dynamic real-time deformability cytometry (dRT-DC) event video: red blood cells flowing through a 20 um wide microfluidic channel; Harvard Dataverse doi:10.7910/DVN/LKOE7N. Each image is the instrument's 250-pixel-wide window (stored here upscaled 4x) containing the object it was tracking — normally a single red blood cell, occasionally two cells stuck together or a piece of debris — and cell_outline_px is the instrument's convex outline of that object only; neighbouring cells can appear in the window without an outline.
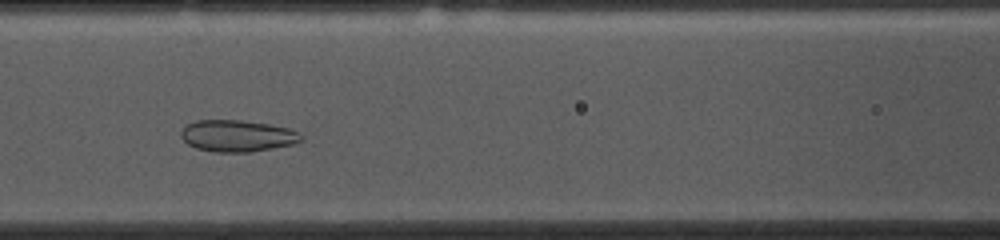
{"species": "common noctule bat (a hibernating species)", "species_latin": "Nyctalus noctula", "temperature_condition": "cold", "stored_images_in_passage": 41, "camera_frame_rate_fps": 3000, "um_per_image_px": 0.085, "animal": {"sex": "female", "body_mass_g": 10.0, "forearm_length_mm": 53.1}, "frame": {"image": 1, "passage_image": 17, "time_ms": 5.333, "image_size_px": [1000, 240], "cell_outline_px": [[304, 140], [296, 144], [248, 152], [212, 152], [196, 148], [188, 144], [180, 136], [180, 132], [188, 124], [196, 120], [240, 120], [268, 124], [288, 128], [300, 132], [304, 136]], "centroid_in_image_um": [20.21, 11.55], "position_along_channel_um": 146.4, "area_um2": 22.31}}
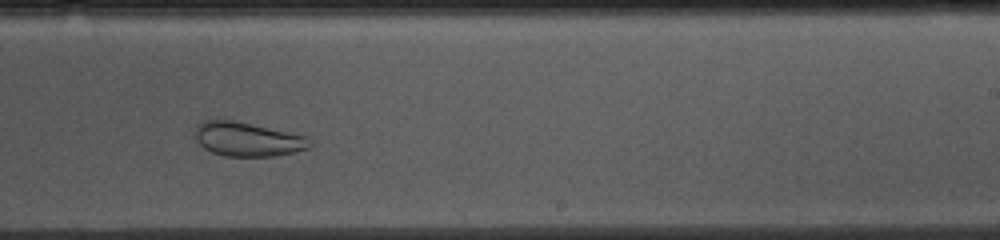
{"frame": {"image": 2, "passage_image": 27, "time_ms": 8.667, "image_size_px": [1000, 240], "cell_outline_px": [[312, 144], [308, 148], [292, 152], [272, 156], [224, 156], [212, 152], [204, 148], [192, 136], [192, 132], [196, 124], [204, 120], [232, 120], [304, 136], [312, 140]], "centroid_in_image_um": [20.94, 11.83], "position_along_channel_um": 268.1, "area_um2": 22.66}}
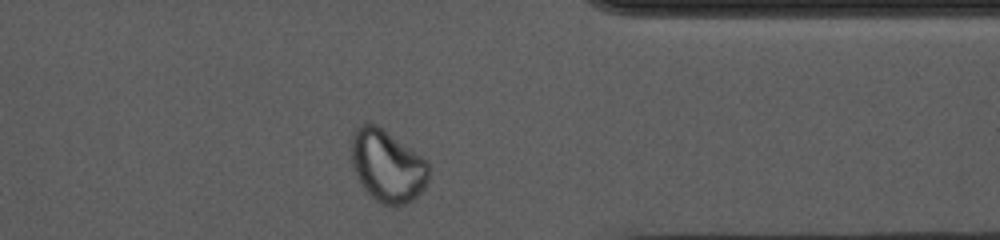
{"frame": {"image": 3, "passage_image": 37, "time_ms": 12.0, "image_size_px": [1000, 240], "cell_outline_px": [[428, 180], [424, 188], [408, 204], [380, 204], [364, 188], [356, 176], [352, 164], [352, 136], [356, 128], [360, 124], [376, 124], [420, 156], [428, 164]], "centroid_in_image_um": [32.9, 14.11], "position_along_channel_um": 378.5, "area_um2": 31.79}, "authors_computed_cell_mechanics": {"area_um2": 27.5706, "velocity_mm_per_s": 3.6585, "shape_relaxation_time_tau1_ms": null, "shape_relaxation_time_tau2_ms": 0.9697, "deformation_change_tau1": null, "deformation_change_tau2": 0.0573}}